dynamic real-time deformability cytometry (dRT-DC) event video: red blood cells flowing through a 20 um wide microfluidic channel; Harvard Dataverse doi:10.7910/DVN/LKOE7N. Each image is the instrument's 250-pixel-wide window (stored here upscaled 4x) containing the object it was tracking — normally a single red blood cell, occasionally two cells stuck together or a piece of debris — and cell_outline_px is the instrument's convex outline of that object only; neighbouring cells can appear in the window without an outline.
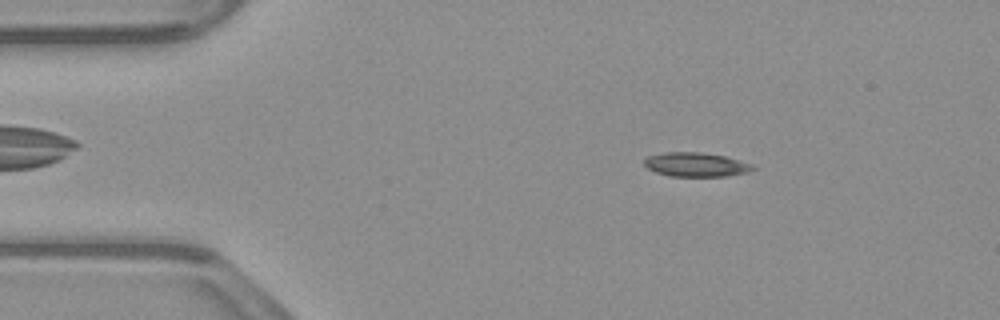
{"species": "common noctule bat (a hibernating species)", "species_latin": "Nyctalus noctula", "temperature_condition": "warm", "stored_images_in_passage": 53, "camera_frame_rate_fps": 3000, "um_per_image_px": 0.085, "animal": {"sex": "male", "body_mass_g": 23.1, "forearm_length_mm": 52.7}, "frame": {"image": 1, "passage_image": 8, "time_ms": 2.333, "image_size_px": [1000, 320], "cell_outline_px": [[756, 168], [748, 172], [728, 176], [668, 176], [656, 172], [648, 168], [644, 164], [644, 160], [648, 156], [664, 152], [696, 152], [724, 156], [752, 164]], "centroid_in_image_um": [59.14, 13.99], "position_along_channel_um": 25.9, "area_um2": 15.14}}
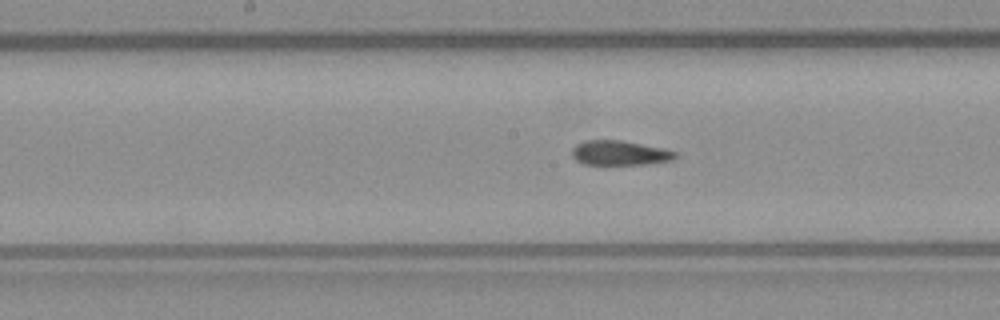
{"frame": {"image": 2, "passage_image": 26, "time_ms": 8.333, "image_size_px": [1000, 320], "cell_outline_px": [[676, 156], [672, 160], [644, 164], [584, 164], [576, 160], [572, 156], [572, 148], [576, 144], [584, 140], [620, 140], [664, 148], [676, 152]], "centroid_in_image_um": [52.64, 12.99], "position_along_channel_um": 195.6, "area_um2": 14.74}}
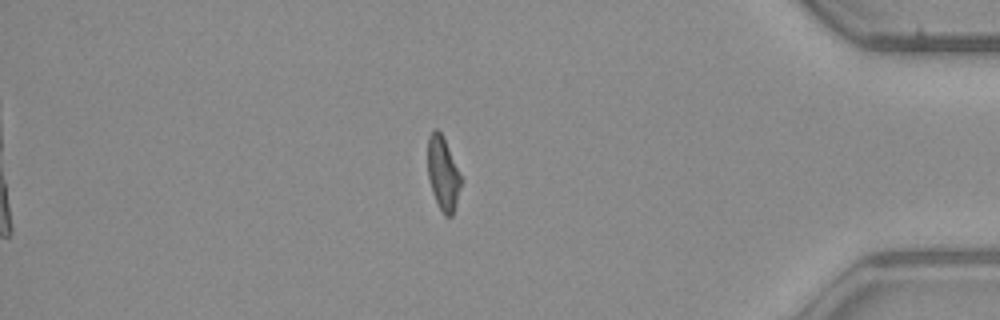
{"frame": {"image": 3, "passage_image": 45, "time_ms": 14.667, "image_size_px": [1000, 320], "cell_outline_px": [[464, 180], [452, 216], [444, 216], [432, 192], [428, 176], [428, 136], [436, 128], [444, 136]], "centroid_in_image_um": [37.69, 14.74], "position_along_channel_um": 397.5, "area_um2": 14.57}, "authors_computed_cell_mechanics": {"area_um2": 15.4326, "velocity_mm_per_s": 3.8272, "shape_relaxation_time_tau1_ms": 5.2894, "shape_relaxation_time_tau2_ms": 2.5078, "deformation_change_tau1": 0.1858, "deformation_change_tau2": 0.1142}}